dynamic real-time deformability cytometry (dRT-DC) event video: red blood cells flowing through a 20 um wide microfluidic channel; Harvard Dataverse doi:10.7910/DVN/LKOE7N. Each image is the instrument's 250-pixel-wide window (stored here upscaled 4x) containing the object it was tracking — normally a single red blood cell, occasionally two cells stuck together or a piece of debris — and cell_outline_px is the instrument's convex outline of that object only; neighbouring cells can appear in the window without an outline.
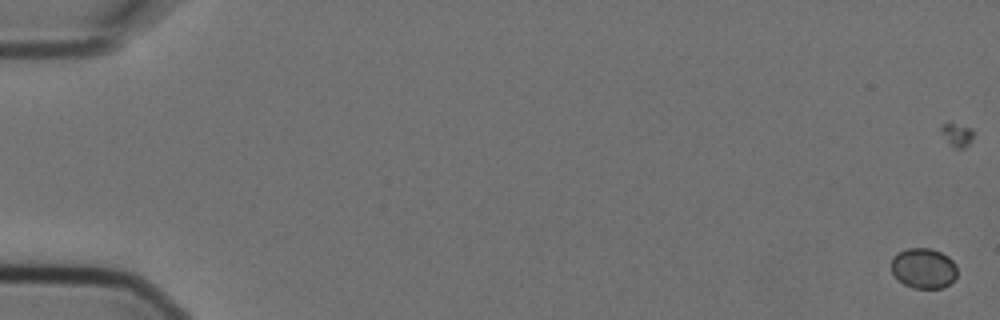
{"species": "Egyptian fruit bat (a non-hibernating species)", "species_latin": "Rousettus aegyptiacus", "temperature_condition": "cold", "stored_images_in_passage": 7, "camera_frame_rate_fps": 3000, "um_per_image_px": 0.085, "animal": {"sex": "female"}, "frame": {"image": 1, "passage_image": 1, "time_ms": 0.0, "image_size_px": [1000, 320], "cell_outline_px": [[956, 276], [944, 288], [912, 288], [904, 284], [892, 272], [892, 256], [908, 248], [932, 248], [948, 256], [956, 264]], "centroid_in_image_um": [78.51, 22.79], "position_along_channel_um": 6.5, "area_um2": 15.37}}
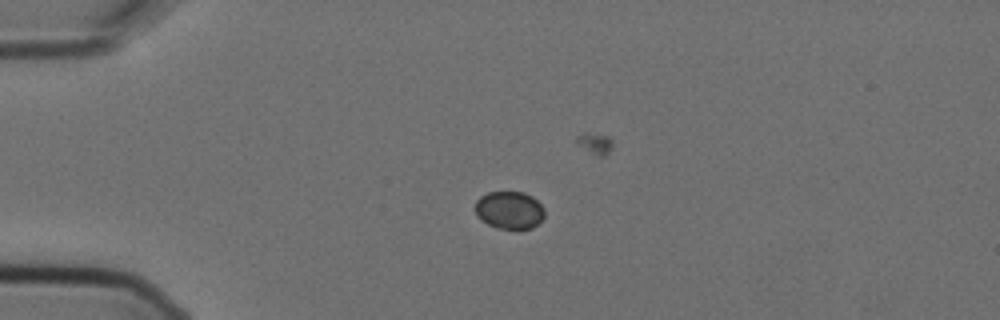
{"frame": {"image": 2, "passage_image": 4, "time_ms": 1.0, "image_size_px": [1000, 320], "cell_outline_px": [[544, 216], [532, 228], [496, 228], [480, 220], [476, 216], [476, 200], [480, 196], [488, 192], [524, 192], [532, 196], [544, 208]], "centroid_in_image_um": [43.27, 17.84], "position_along_channel_um": 41.7, "area_um2": 15.14}}
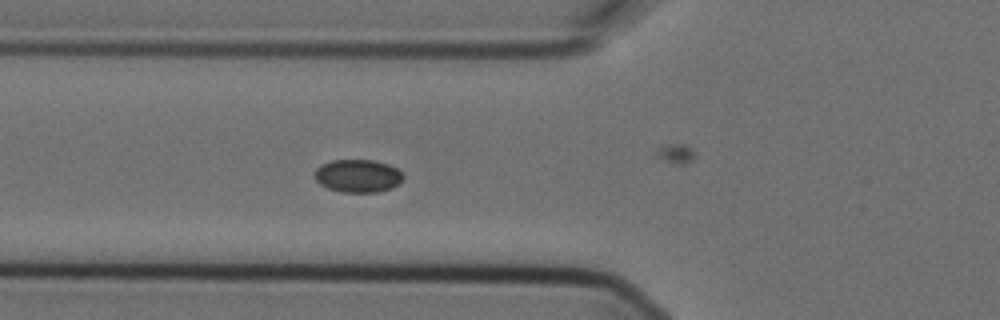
{"frame": {"image": 3, "passage_image": 6, "time_ms": 1.667, "image_size_px": [1000, 320], "cell_outline_px": [[404, 176], [392, 188], [376, 192], [340, 192], [328, 188], [320, 184], [316, 180], [316, 168], [320, 164], [332, 160], [372, 160], [388, 164], [396, 168]], "centroid_in_image_um": [30.39, 14.94], "position_along_channel_um": 95.4, "area_um2": 16.82}}